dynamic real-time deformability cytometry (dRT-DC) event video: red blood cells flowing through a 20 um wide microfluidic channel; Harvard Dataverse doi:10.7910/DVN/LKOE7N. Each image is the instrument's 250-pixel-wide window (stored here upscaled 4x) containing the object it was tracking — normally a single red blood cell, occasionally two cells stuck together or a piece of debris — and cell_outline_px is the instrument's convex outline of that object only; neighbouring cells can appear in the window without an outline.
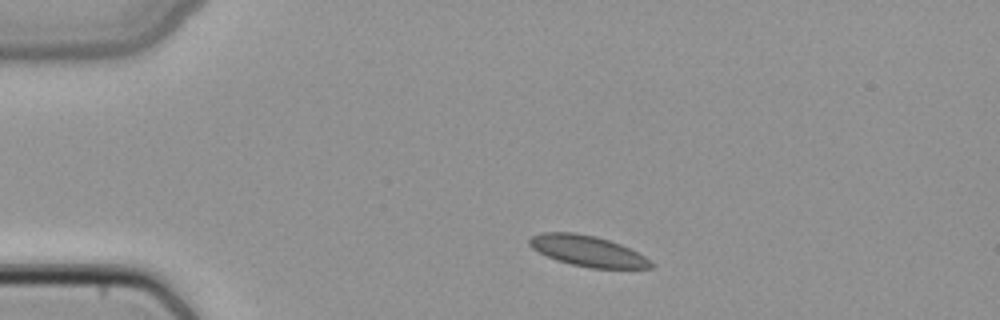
{"species": "common noctule bat (a hibernating species)", "species_latin": "Nyctalus noctula", "temperature_condition": "cold", "stored_images_in_passage": 2, "camera_frame_rate_fps": 3000, "um_per_image_px": 0.085, "animal": {"sex": "female", "body_mass_g": 22.7, "forearm_length_mm": 54.2}, "frame": {"image": 1, "passage_image": 1, "time_ms": 0.0, "image_size_px": [1000, 320], "cell_outline_px": [[652, 268], [592, 268], [572, 264], [556, 260], [532, 248], [528, 244], [528, 240], [532, 236], [540, 232], [572, 232], [596, 236], [620, 244], [644, 256], [652, 264]], "centroid_in_image_um": [49.9, 21.32], "position_along_channel_um": 35.1, "area_um2": 21.44}}